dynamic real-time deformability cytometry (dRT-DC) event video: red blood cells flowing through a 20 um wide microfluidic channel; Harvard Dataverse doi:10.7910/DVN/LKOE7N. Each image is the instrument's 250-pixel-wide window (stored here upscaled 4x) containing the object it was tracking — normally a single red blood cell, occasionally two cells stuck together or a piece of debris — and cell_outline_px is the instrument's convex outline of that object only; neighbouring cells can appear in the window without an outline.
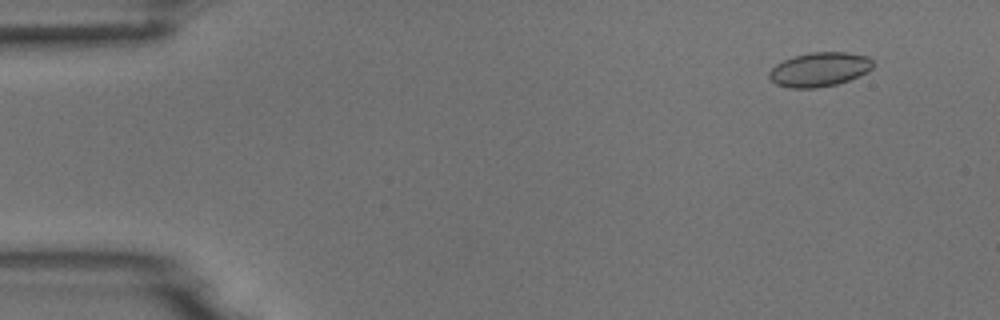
{"species": "common noctule bat (a hibernating species)", "species_latin": "Nyctalus noctula", "temperature_condition": "room temperature", "stored_images_in_passage": 5, "camera_frame_rate_fps": 3000, "um_per_image_px": 0.085, "animal": {"sex": "male", "body_mass_g": 18.8}, "frame": {"image": 1, "passage_image": 2, "time_ms": 0.333, "image_size_px": [1000, 320], "cell_outline_px": [[872, 68], [868, 72], [860, 76], [836, 84], [816, 88], [788, 88], [776, 84], [768, 76], [768, 72], [776, 64], [784, 60], [796, 56], [812, 52], [844, 52], [868, 56], [872, 60]], "centroid_in_image_um": [69.65, 5.91], "position_along_channel_um": 15.3, "area_um2": 20.63}}
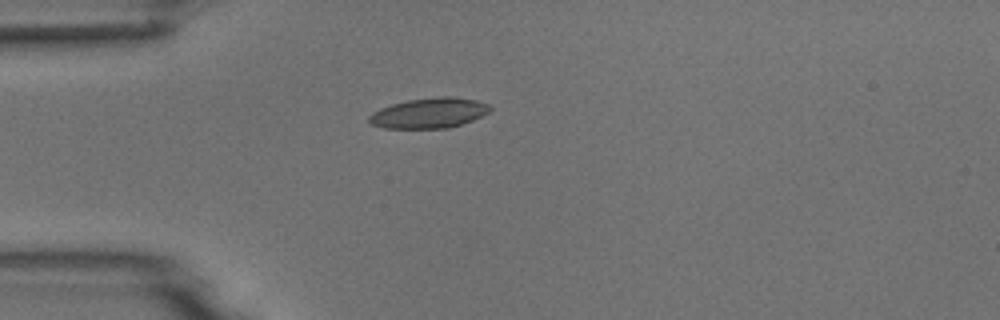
{"frame": {"image": 2, "passage_image": 5, "time_ms": 1.333, "image_size_px": [1000, 320], "cell_outline_px": [[492, 108], [488, 112], [472, 120], [448, 128], [384, 128], [372, 124], [368, 120], [368, 116], [372, 112], [380, 108], [392, 104], [408, 100], [440, 96], [452, 96], [476, 100], [488, 104]], "centroid_in_image_um": [36.46, 9.6], "position_along_channel_um": 48.5, "area_um2": 21.21}}